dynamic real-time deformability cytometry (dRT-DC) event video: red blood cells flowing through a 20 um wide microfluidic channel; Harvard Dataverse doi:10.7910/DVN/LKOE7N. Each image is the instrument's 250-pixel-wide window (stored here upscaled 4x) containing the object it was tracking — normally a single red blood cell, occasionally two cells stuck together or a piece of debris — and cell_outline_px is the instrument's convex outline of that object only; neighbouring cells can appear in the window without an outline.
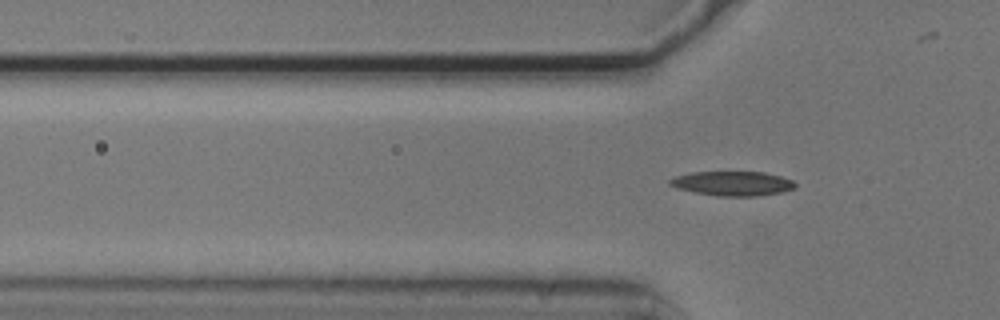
{"species": "common noctule bat (a hibernating species)", "species_latin": "Nyctalus noctula", "temperature_condition": "cold", "stored_images_in_passage": 2, "camera_frame_rate_fps": 3000, "um_per_image_px": 0.085, "animal": {"sex": "male", "body_mass_g": 20.5, "forearm_length_mm": 52.5}, "frame": {"image": 1, "passage_image": 2, "time_ms": 0.333, "image_size_px": [1000, 320], "cell_outline_px": [[796, 188], [784, 192], [760, 196], [716, 196], [676, 188], [668, 184], [668, 180], [676, 176], [692, 172], [764, 172], [780, 176], [792, 180], [796, 184]], "centroid_in_image_um": [62.29, 15.6], "position_along_channel_um": 63.5, "area_um2": 17.98}}